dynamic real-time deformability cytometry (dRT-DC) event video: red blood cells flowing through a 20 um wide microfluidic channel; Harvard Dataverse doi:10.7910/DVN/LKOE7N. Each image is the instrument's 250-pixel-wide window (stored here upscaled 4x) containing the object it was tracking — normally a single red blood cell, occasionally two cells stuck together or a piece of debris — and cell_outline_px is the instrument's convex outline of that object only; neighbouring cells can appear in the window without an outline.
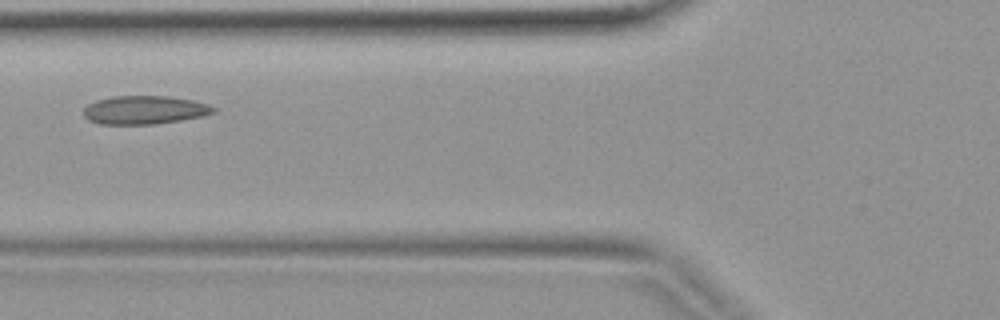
{"species": "common noctule bat (a hibernating species)", "species_latin": "Nyctalus noctula", "temperature_condition": "warm", "stored_images_in_passage": 3, "camera_frame_rate_fps": 3000, "um_per_image_px": 0.085, "animal": {"sex": "female", "body_mass_g": 19.9}, "frame": {"image": 1, "passage_image": 3, "time_ms": 0.667, "image_size_px": [1000, 320], "cell_outline_px": [[216, 112], [200, 116], [180, 120], [156, 124], [100, 124], [88, 120], [84, 116], [84, 108], [88, 104], [96, 100], [112, 96], [168, 96], [192, 100], [208, 104], [216, 108]], "centroid_in_image_um": [12.26, 9.34], "position_along_channel_um": 113.5, "area_um2": 21.5}}